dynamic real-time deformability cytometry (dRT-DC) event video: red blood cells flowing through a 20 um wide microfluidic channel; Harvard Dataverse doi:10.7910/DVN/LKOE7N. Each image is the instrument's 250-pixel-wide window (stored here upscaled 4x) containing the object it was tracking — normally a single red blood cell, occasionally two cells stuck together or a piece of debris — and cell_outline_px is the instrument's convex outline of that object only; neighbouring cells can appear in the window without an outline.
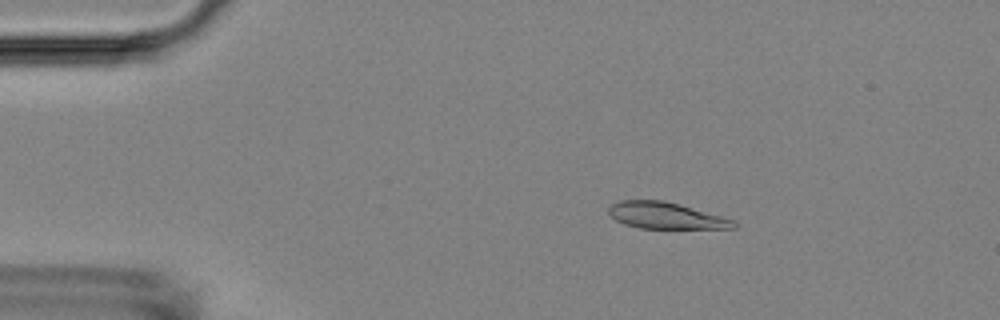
{"species": "Egyptian fruit bat (a non-hibernating species)", "species_latin": "Rousettus aegyptiacus", "temperature_condition": "room temperature", "stored_images_in_passage": 54, "camera_frame_rate_fps": 3000, "um_per_image_px": 0.085, "animal": {"sex": "female"}, "frame": {"image": 1, "passage_image": 9, "time_ms": 2.667, "image_size_px": [1000, 320], "cell_outline_px": [[736, 228], [640, 228], [624, 224], [616, 220], [608, 212], [608, 208], [612, 204], [620, 200], [664, 200], [736, 220]], "centroid_in_image_um": [56.58, 18.32], "position_along_channel_um": 28.4, "area_um2": 19.13}}
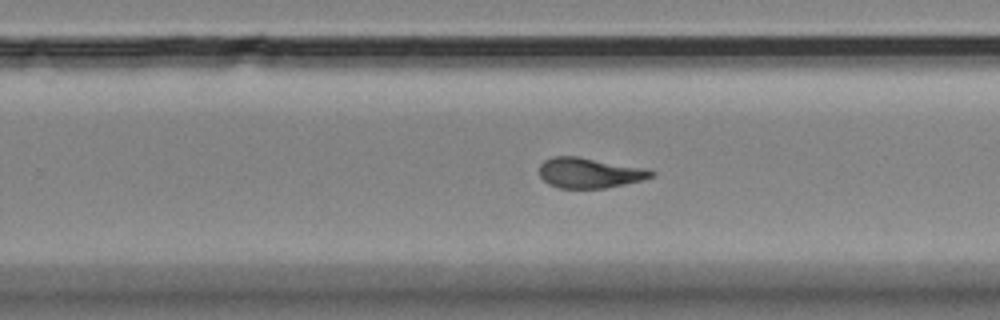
{"frame": {"image": 2, "passage_image": 34, "time_ms": 11.0, "image_size_px": [1000, 320], "cell_outline_px": [[656, 176], [644, 180], [604, 188], [560, 188], [548, 184], [540, 176], [540, 164], [544, 160], [552, 156], [580, 156], [644, 168], [656, 172]], "centroid_in_image_um": [50.12, 14.69], "position_along_channel_um": 279.7, "area_um2": 19.88}}
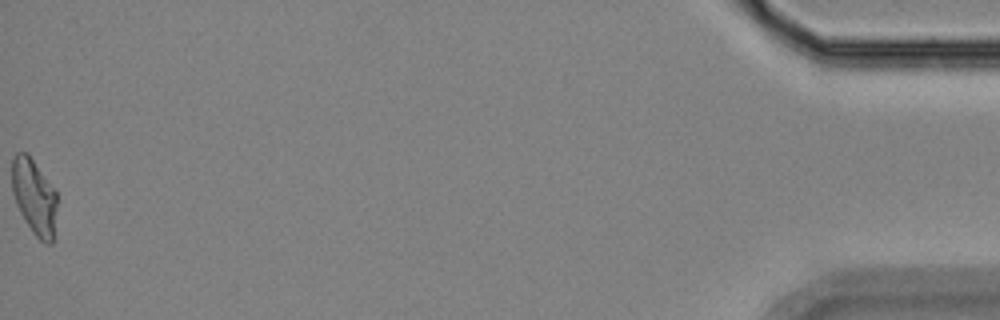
{"frame": {"image": 3, "passage_image": 54, "time_ms": 17.667, "image_size_px": [1000, 320], "cell_outline_px": [[56, 208], [52, 244], [44, 244], [32, 232], [20, 212], [16, 204], [12, 192], [12, 156], [16, 152], [28, 152], [56, 188]], "centroid_in_image_um": [2.91, 16.67], "position_along_channel_um": 432.3, "area_um2": 20.23}, "authors_computed_cell_mechanics": {"area_um2": 20.2878, "velocity_mm_per_s": 3.7156, "shape_relaxation_time_tau1_ms": null, "shape_relaxation_time_tau2_ms": 1.01, "deformation_change_tau1": null, "deformation_change_tau2": 0.0711}}